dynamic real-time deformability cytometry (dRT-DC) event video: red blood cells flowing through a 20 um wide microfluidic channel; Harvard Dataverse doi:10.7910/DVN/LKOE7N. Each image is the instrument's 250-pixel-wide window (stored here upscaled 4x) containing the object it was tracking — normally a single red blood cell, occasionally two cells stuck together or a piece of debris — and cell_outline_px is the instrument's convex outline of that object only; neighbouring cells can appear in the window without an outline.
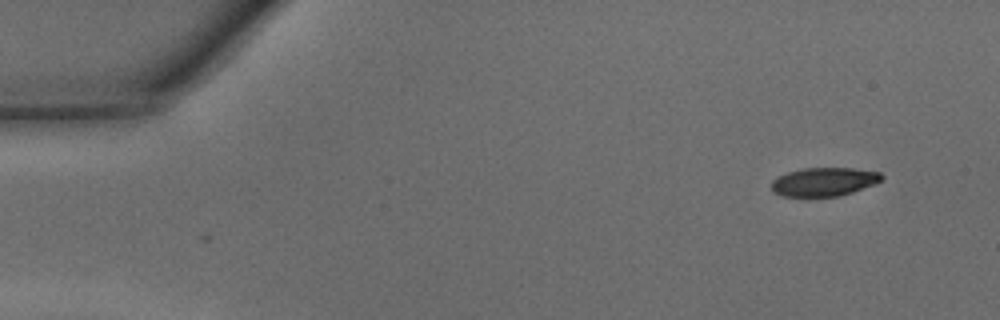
{"species": "common noctule bat (a hibernating species)", "species_latin": "Nyctalus noctula", "temperature_condition": "warm", "stored_images_in_passage": 2, "camera_frame_rate_fps": 3000, "um_per_image_px": 0.085, "animal": {"sex": "male", "body_mass_g": 15.6}, "frame": {"image": 1, "passage_image": 2, "time_ms": 0.333, "image_size_px": [1000, 320], "cell_outline_px": [[884, 176], [876, 184], [840, 196], [780, 196], [772, 192], [772, 180], [776, 176], [788, 172], [804, 168], [852, 168], [880, 172]], "centroid_in_image_um": [70.02, 15.45], "position_along_channel_um": 15.0, "area_um2": 18.44}}